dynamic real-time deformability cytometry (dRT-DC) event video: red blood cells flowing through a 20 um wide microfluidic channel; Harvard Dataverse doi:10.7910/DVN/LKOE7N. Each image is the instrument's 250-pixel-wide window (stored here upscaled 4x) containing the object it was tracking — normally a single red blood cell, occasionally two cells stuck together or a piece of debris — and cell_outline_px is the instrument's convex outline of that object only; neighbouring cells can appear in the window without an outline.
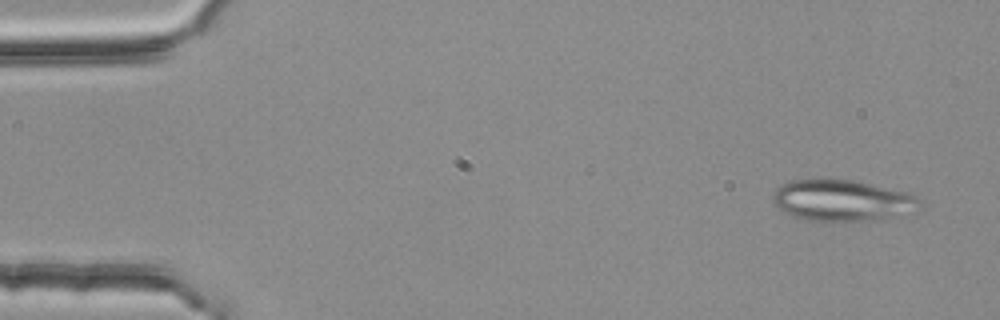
{"species": "common noctule bat (a hibernating species)", "species_latin": "Nyctalus noctula", "temperature_condition": "room temperature", "stored_images_in_passage": 3, "camera_frame_rate_fps": 3000, "um_per_image_px": 0.085, "animal": {"sex": "female", "body_mass_g": 25.1}, "frame": {"image": 1, "passage_image": 1, "time_ms": 0.0, "image_size_px": [1000, 320], "cell_outline_px": [[920, 212], [884, 220], [804, 220], [792, 216], [784, 212], [772, 200], [772, 196], [776, 188], [792, 180], [820, 176], [828, 176], [852, 180], [908, 192], [916, 196], [920, 200]], "centroid_in_image_um": [71.64, 17.01], "position_along_channel_um": 13.4, "area_um2": 36.41}}